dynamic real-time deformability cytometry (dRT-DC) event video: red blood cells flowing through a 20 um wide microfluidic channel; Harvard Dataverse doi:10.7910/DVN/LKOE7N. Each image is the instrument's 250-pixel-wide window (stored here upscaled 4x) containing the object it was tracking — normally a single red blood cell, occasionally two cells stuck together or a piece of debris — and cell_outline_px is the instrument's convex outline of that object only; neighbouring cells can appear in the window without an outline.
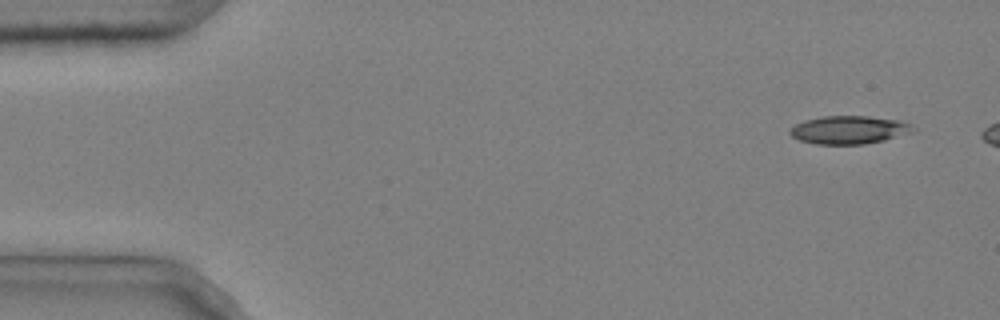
{"species": "common noctule bat (a hibernating species)", "species_latin": "Nyctalus noctula", "temperature_condition": "cold", "stored_images_in_passage": 6, "camera_frame_rate_fps": 3000, "um_per_image_px": 0.085, "animal": {"sex": "male", "body_mass_g": 20.4}, "frame": {"image": 1, "passage_image": 1, "time_ms": 0.0, "image_size_px": [1000, 320], "cell_outline_px": [[916, 132], [884, 140], [864, 144], [816, 144], [800, 140], [792, 136], [788, 132], [796, 124], [804, 120], [820, 116], [868, 116], [900, 120], [912, 124], [916, 128]], "centroid_in_image_um": [72.23, 11.03], "position_along_channel_um": 12.8, "area_um2": 20.35}}
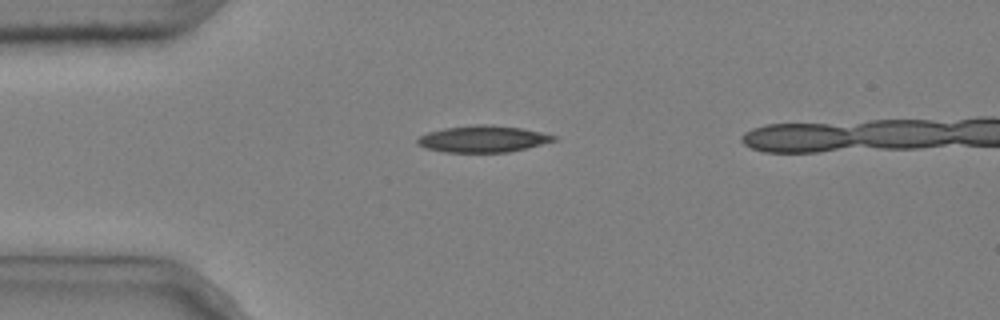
{"frame": {"image": 2, "passage_image": 4, "time_ms": 1.0, "image_size_px": [1000, 320], "cell_outline_px": [[556, 140], [508, 152], [444, 152], [424, 148], [416, 144], [416, 140], [420, 136], [428, 132], [444, 128], [476, 124], [488, 124], [520, 128], [540, 132], [556, 136]], "centroid_in_image_um": [40.98, 11.81], "position_along_channel_um": 44.0, "area_um2": 20.98}}